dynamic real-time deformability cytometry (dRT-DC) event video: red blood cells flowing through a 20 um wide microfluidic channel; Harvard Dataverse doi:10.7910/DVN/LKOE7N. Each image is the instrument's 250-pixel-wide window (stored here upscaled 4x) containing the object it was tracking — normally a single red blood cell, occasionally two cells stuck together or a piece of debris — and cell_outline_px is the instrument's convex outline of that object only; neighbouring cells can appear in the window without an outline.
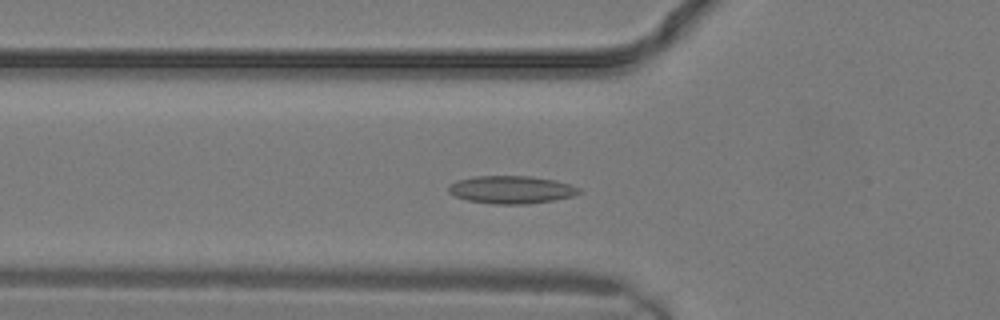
{"species": "common noctule bat (a hibernating species)", "species_latin": "Nyctalus noctula", "temperature_condition": "warm", "stored_images_in_passage": 16, "camera_frame_rate_fps": 3000, "um_per_image_px": 0.085, "animal": {"sex": "male", "body_mass_g": 19.2, "forearm_length_mm": 51.8}, "frame": {"image": 1, "passage_image": 9, "time_ms": 2.667, "image_size_px": [1000, 320], "cell_outline_px": [[584, 192], [572, 196], [552, 200], [528, 204], [492, 204], [468, 200], [456, 196], [448, 192], [448, 184], [456, 180], [476, 176], [532, 176], [552, 180], [568, 184], [580, 188]], "centroid_in_image_um": [43.44, 16.12], "position_along_channel_um": 82.4, "area_um2": 21.1}}
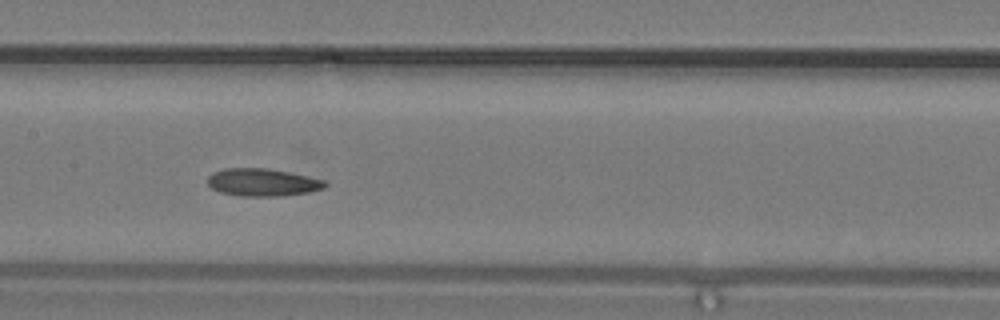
{"frame": {"image": 2, "passage_image": 13, "time_ms": 4.0, "image_size_px": [1000, 320], "cell_outline_px": [[328, 184], [324, 188], [308, 192], [284, 196], [240, 196], [220, 192], [212, 188], [208, 184], [208, 176], [212, 172], [224, 168], [268, 168], [328, 180]], "centroid_in_image_um": [22.34, 15.49], "position_along_channel_um": 185.1, "area_um2": 19.07}}
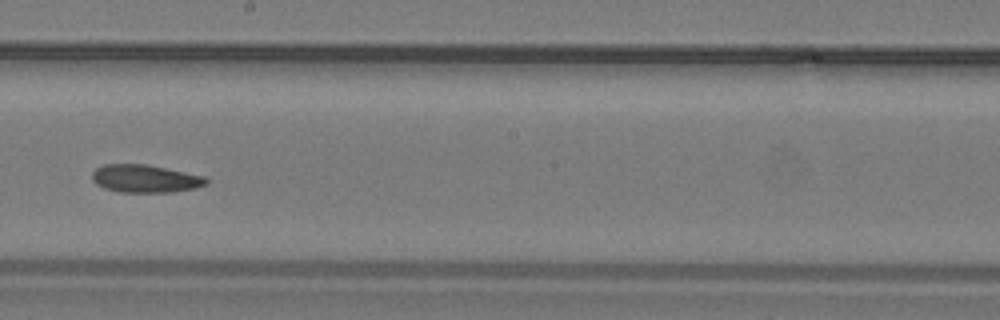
{"frame": {"image": 3, "passage_image": 15, "time_ms": 4.667, "image_size_px": [1000, 320], "cell_outline_px": [[208, 184], [196, 188], [172, 192], [120, 192], [104, 188], [96, 184], [92, 180], [92, 172], [96, 168], [104, 164], [148, 164], [204, 176], [208, 180]], "centroid_in_image_um": [12.34, 15.18], "position_along_channel_um": 235.9, "area_um2": 18.61}}